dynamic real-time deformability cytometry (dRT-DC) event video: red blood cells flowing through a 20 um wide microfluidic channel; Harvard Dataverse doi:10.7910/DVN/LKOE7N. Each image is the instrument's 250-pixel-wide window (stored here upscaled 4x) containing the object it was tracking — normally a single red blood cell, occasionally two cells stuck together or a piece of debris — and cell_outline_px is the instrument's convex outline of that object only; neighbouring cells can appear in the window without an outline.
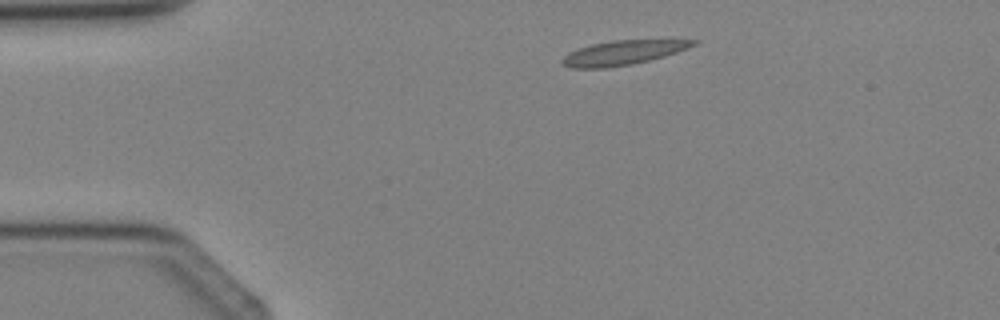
{"species": "Egyptian fruit bat (a non-hibernating species)", "species_latin": "Rousettus aegyptiacus", "temperature_condition": "cold", "stored_images_in_passage": 2, "camera_frame_rate_fps": 3000, "um_per_image_px": 0.085, "animal": {"sex": "female"}, "frame": {"image": 1, "passage_image": 1, "time_ms": 0.0, "image_size_px": [1000, 320], "cell_outline_px": [[700, 40], [696, 44], [676, 52], [664, 56], [632, 64], [604, 68], [572, 68], [560, 64], [560, 60], [564, 56], [580, 48], [592, 44], [612, 40]], "centroid_in_image_um": [52.91, 4.48], "position_along_channel_um": 32.1, "area_um2": 18.32}}